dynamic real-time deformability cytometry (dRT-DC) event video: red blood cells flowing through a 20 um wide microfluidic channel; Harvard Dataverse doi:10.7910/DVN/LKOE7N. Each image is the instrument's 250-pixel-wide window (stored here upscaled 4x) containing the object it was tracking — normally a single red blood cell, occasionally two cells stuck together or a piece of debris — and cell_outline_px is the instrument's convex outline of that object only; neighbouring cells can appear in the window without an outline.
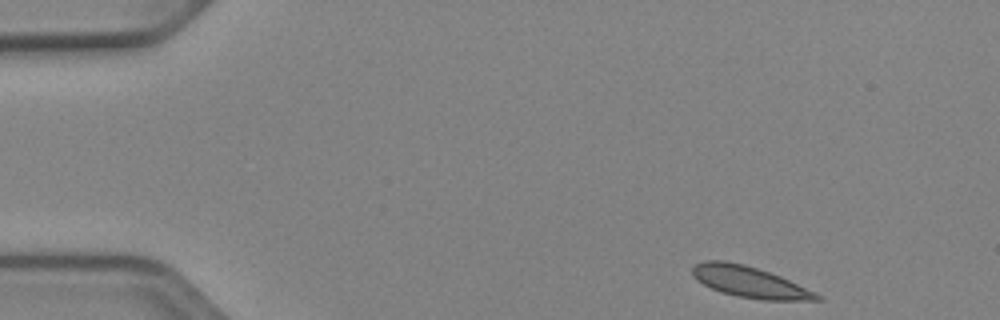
{"species": "Egyptian fruit bat (a non-hibernating species)", "species_latin": "Rousettus aegyptiacus", "temperature_condition": "cold", "stored_images_in_passage": 47, "camera_frame_rate_fps": 3000, "um_per_image_px": 0.085, "animal": {"sex": "female"}, "frame": {"image": 1, "passage_image": 1, "time_ms": 0.0, "image_size_px": [1000, 320], "cell_outline_px": [[824, 300], [764, 300], [736, 296], [720, 292], [696, 280], [692, 276], [692, 268], [696, 264], [704, 260], [724, 260], [744, 264], [780, 276], [816, 292]], "centroid_in_image_um": [63.69, 23.96], "position_along_channel_um": 21.3, "area_um2": 22.48}}
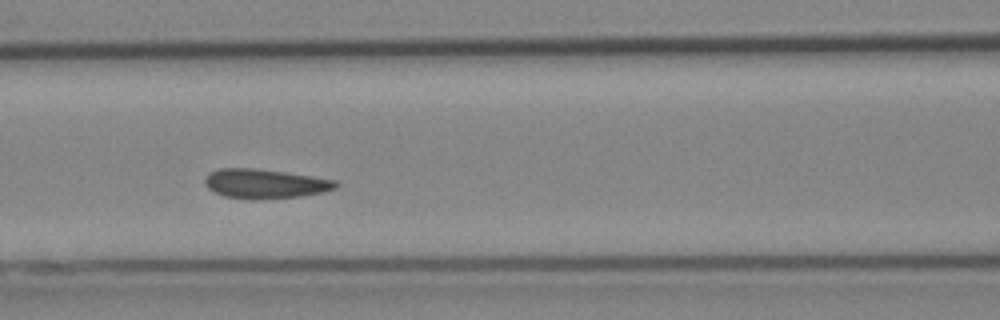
{"frame": {"image": 2, "passage_image": 18, "time_ms": 5.667, "image_size_px": [1000, 320], "cell_outline_px": [[340, 184], [336, 188], [324, 192], [300, 196], [224, 196], [208, 188], [204, 184], [204, 180], [208, 172], [216, 168], [256, 168], [312, 176], [336, 180]], "centroid_in_image_um": [22.53, 15.55], "position_along_channel_um": 144.1, "area_um2": 21.5}}
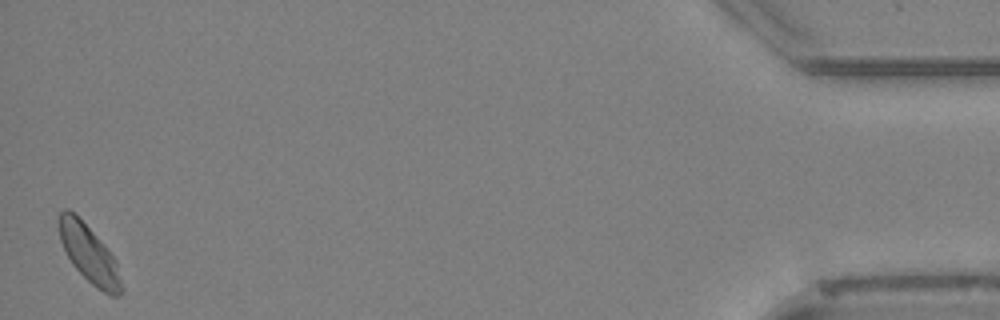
{"frame": {"image": 3, "passage_image": 47, "time_ms": 15.333, "image_size_px": [1000, 320], "cell_outline_px": [[124, 292], [120, 296], [112, 296], [96, 288], [72, 264], [60, 240], [56, 220], [60, 212], [64, 208], [68, 208], [104, 244], [116, 260], [124, 288]], "centroid_in_image_um": [7.58, 21.61], "position_along_channel_um": 427.6, "area_um2": 20.92}, "authors_computed_cell_mechanics": {"area_um2": 21.675, "velocity_mm_per_s": 3.8488, "shape_relaxation_time_tau1_ms": 9.6333, "shape_relaxation_time_tau2_ms": null, "deformation_change_tau1": 0.1146, "deformation_change_tau2": null}}